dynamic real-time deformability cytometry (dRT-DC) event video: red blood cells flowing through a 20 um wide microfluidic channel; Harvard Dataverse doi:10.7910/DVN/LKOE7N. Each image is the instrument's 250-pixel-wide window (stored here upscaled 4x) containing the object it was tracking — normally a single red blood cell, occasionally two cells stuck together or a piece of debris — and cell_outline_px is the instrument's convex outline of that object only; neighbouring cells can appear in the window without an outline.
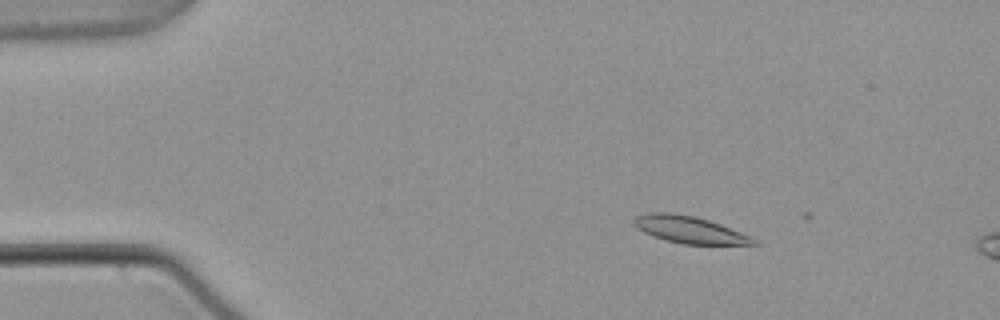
{"species": "common noctule bat (a hibernating species)", "species_latin": "Nyctalus noctula", "temperature_condition": "warm", "stored_images_in_passage": 11, "camera_frame_rate_fps": 3000, "um_per_image_px": 0.085, "animal": {"sex": "male", "body_mass_g": 21.5, "forearm_length_mm": 52.0}, "frame": {"image": 1, "passage_image": 10, "time_ms": 3.0, "image_size_px": [1000, 320], "cell_outline_px": [[760, 244], [680, 244], [644, 232], [632, 224], [632, 220], [636, 216], [652, 212], [668, 212], [692, 216], [708, 220], [720, 224], [748, 236], [756, 240]], "centroid_in_image_um": [58.56, 19.52], "position_along_channel_um": 26.4, "area_um2": 18.32}}